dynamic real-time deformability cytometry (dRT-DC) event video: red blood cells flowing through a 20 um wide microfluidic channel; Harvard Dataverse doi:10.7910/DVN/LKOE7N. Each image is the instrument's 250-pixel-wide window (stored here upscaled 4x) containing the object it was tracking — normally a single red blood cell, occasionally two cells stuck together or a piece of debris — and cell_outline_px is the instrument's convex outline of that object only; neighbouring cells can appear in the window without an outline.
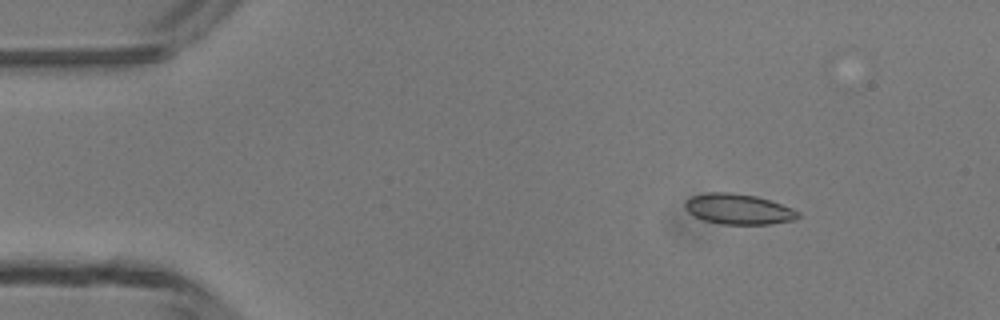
{"species": "common noctule bat (a hibernating species)", "species_latin": "Nyctalus noctula", "temperature_condition": "room temperature", "stored_images_in_passage": 4, "camera_frame_rate_fps": 3000, "um_per_image_px": 0.085, "animal": {"sex": "male", "body_mass_g": 13.3}, "frame": {"image": 1, "passage_image": 2, "time_ms": 1.333, "image_size_px": [1000, 320], "cell_outline_px": [[800, 216], [796, 220], [768, 224], [720, 224], [704, 220], [688, 212], [684, 208], [684, 204], [692, 196], [708, 192], [732, 192], [756, 196], [792, 208], [800, 212]], "centroid_in_image_um": [62.78, 17.77], "position_along_channel_um": 22.2, "area_um2": 20.0}}